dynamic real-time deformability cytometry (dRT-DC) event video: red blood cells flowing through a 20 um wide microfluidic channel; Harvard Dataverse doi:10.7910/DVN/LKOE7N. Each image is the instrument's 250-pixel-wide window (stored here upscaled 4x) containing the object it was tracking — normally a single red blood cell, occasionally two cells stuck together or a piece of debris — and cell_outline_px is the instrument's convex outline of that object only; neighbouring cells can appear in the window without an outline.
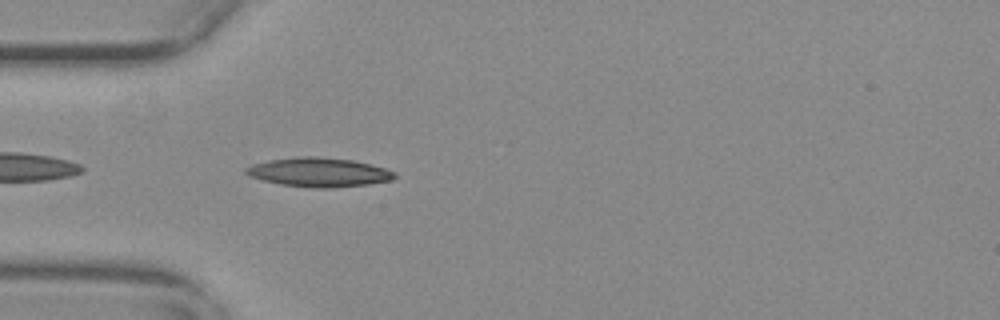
{"species": "common noctule bat (a hibernating species)", "species_latin": "Nyctalus noctula", "temperature_condition": "warm", "stored_images_in_passage": 36, "camera_frame_rate_fps": 3000, "um_per_image_px": 0.085, "animal": {"sex": "female", "body_mass_g": 29.2, "forearm_length_mm": 56.3}, "frame": {"image": 1, "passage_image": 2, "time_ms": 0.333, "image_size_px": [1000, 320], "cell_outline_px": [[396, 176], [392, 180], [368, 184], [332, 188], [308, 188], [280, 184], [248, 176], [244, 172], [244, 168], [252, 164], [268, 160], [296, 156], [316, 156], [352, 160], [384, 168], [396, 172]], "centroid_in_image_um": [27.06, 14.64], "position_along_channel_um": 57.9, "area_um2": 25.37}}
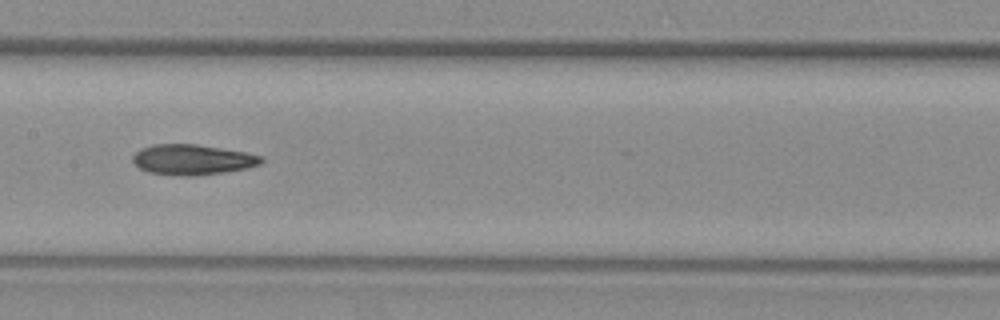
{"frame": {"image": 2, "passage_image": 13, "time_ms": 4.0, "image_size_px": [1000, 320], "cell_outline_px": [[264, 160], [260, 164], [248, 168], [224, 172], [196, 176], [180, 176], [148, 172], [140, 168], [132, 160], [132, 156], [140, 148], [156, 144], [196, 144], [244, 152], [264, 156]], "centroid_in_image_um": [16.37, 13.57], "position_along_channel_um": 191.0, "area_um2": 22.77}}
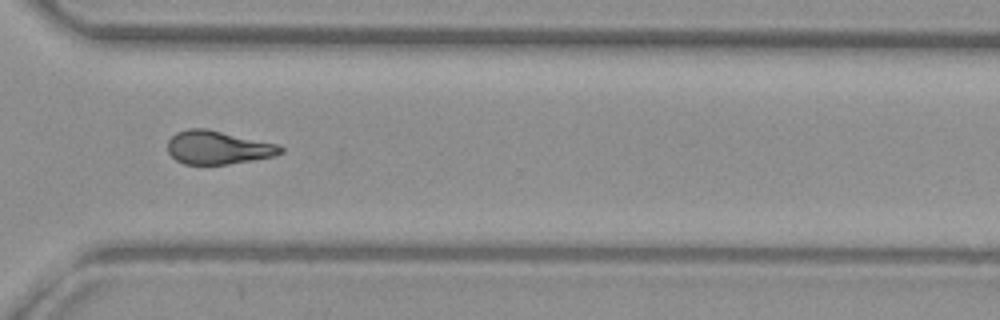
{"frame": {"image": 3, "passage_image": 26, "time_ms": 8.333, "image_size_px": [1000, 320], "cell_outline_px": [[284, 152], [272, 156], [252, 160], [228, 164], [184, 164], [176, 160], [168, 152], [168, 140], [176, 132], [188, 128], [208, 128], [280, 144], [284, 148]], "centroid_in_image_um": [18.54, 12.52], "position_along_channel_um": 352.1, "area_um2": 22.2}, "authors_computed_cell_mechanics": {"area_um2": 22.4842, "velocity_mm_per_s": 3.7226, "shape_relaxation_time_tau1_ms": null, "shape_relaxation_time_tau2_ms": 6.4796, "deformation_change_tau1": null, "deformation_change_tau2": 0.1536}}